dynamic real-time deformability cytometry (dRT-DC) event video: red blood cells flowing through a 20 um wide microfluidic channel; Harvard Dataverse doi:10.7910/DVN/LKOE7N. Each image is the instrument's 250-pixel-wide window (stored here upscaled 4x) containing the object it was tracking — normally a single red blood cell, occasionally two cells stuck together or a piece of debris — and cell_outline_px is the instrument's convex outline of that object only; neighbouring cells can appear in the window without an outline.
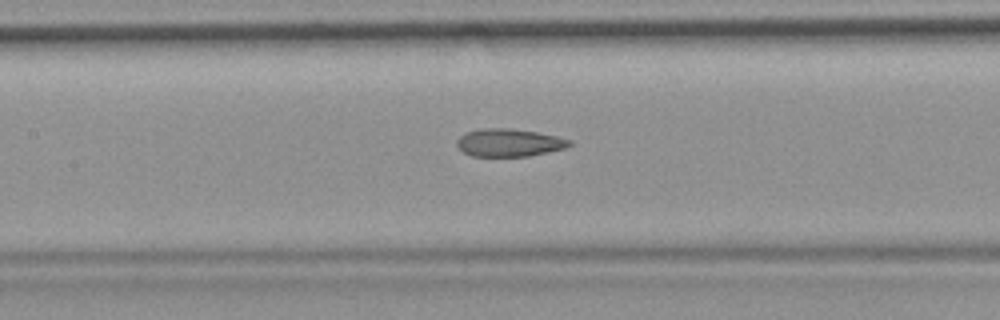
{"species": "common noctule bat (a hibernating species)", "species_latin": "Nyctalus noctula", "temperature_condition": "room temperature", "stored_images_in_passage": 6, "camera_frame_rate_fps": 3000, "um_per_image_px": 0.085, "animal": {"sex": "female", "body_mass_g": 19.9}, "frame": {"image": 1, "passage_image": 4, "time_ms": 1.0, "image_size_px": [1000, 320], "cell_outline_px": [[572, 144], [568, 148], [528, 156], [472, 156], [464, 152], [456, 144], [456, 140], [464, 132], [480, 128], [512, 128], [536, 132], [556, 136], [572, 140]], "centroid_in_image_um": [43.28, 12.12], "position_along_channel_um": 164.1, "area_um2": 18.38}}